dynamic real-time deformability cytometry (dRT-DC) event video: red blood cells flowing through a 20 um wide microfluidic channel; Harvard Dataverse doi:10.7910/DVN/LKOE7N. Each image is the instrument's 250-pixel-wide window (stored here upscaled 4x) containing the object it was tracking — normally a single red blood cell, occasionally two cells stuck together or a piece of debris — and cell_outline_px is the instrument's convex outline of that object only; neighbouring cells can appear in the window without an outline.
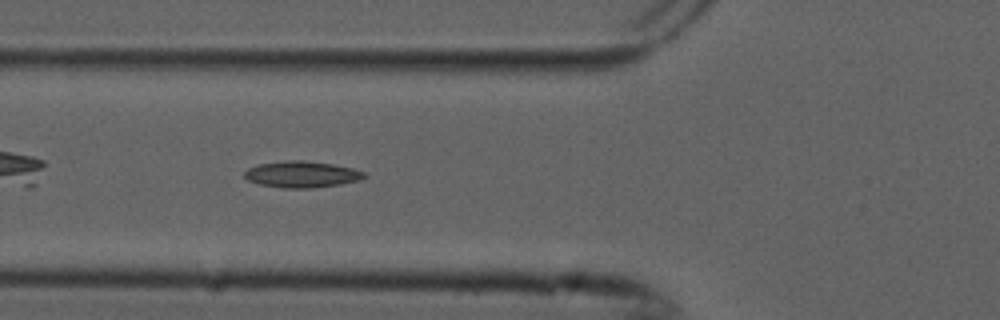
{"species": "common noctule bat (a hibernating species)", "species_latin": "Nyctalus noctula", "temperature_condition": "cold", "stored_images_in_passage": 5, "camera_frame_rate_fps": 3000, "um_per_image_px": 0.085, "animal": {"sex": "male", "forearm_length_mm": 52.5}, "frame": {"image": 1, "passage_image": 5, "time_ms": 1.333, "image_size_px": [1000, 320], "cell_outline_px": [[368, 176], [360, 180], [340, 184], [312, 188], [284, 188], [260, 184], [248, 180], [244, 176], [244, 172], [248, 168], [256, 164], [288, 160], [304, 160], [332, 164], [352, 168], [364, 172]], "centroid_in_image_um": [25.65, 14.81], "position_along_channel_um": 100.2, "area_um2": 18.44}}